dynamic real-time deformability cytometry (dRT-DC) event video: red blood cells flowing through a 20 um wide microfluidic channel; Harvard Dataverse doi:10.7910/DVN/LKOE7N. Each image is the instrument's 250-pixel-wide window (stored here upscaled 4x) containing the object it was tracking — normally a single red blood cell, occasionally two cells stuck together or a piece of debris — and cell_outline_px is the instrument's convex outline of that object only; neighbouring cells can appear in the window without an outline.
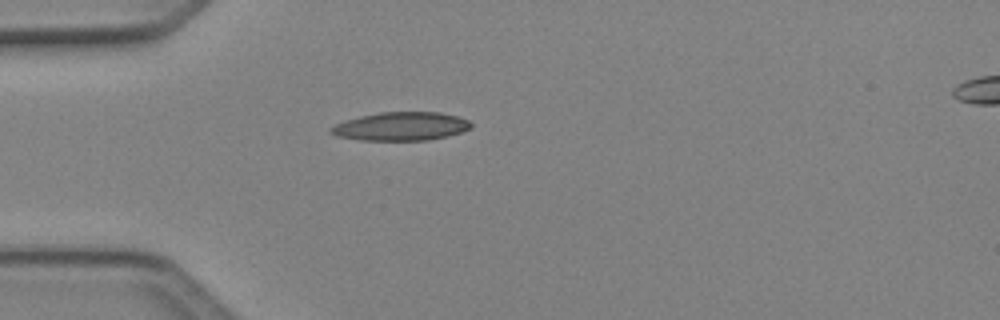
{"species": "Egyptian fruit bat (a non-hibernating species)", "species_latin": "Rousettus aegyptiacus", "temperature_condition": "cold", "stored_images_in_passage": 1, "camera_frame_rate_fps": 3000, "um_per_image_px": 0.085, "animal": {"sex": "female"}, "frame": {"image": 1, "passage_image": 1, "time_ms": 0.0, "image_size_px": [1000, 320], "cell_outline_px": [[472, 128], [448, 136], [428, 140], [360, 140], [336, 136], [328, 132], [328, 128], [332, 124], [344, 120], [360, 116], [380, 112], [440, 112], [456, 116], [468, 120], [472, 124]], "centroid_in_image_um": [34.02, 10.74], "position_along_channel_um": 51.0, "area_um2": 23.47}}